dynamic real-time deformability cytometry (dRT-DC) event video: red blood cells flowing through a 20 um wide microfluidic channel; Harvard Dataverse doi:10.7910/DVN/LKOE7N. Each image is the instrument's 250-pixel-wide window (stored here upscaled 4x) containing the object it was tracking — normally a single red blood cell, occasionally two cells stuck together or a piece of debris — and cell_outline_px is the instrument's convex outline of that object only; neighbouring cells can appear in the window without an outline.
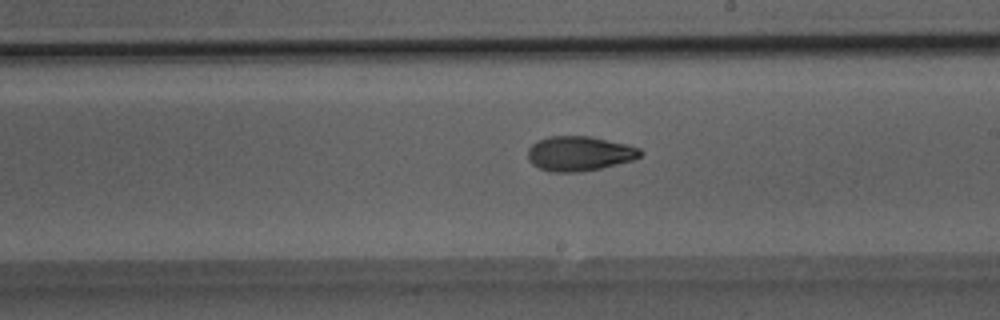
{"species": "Egyptian fruit bat (a non-hibernating species)", "species_latin": "Rousettus aegyptiacus", "temperature_condition": "room temperature", "stored_images_in_passage": 33, "camera_frame_rate_fps": 3000, "um_per_image_px": 0.085, "animal": {"sex": "male"}, "frame": {"image": 1, "passage_image": 16, "time_ms": 5.0, "image_size_px": [1000, 320], "cell_outline_px": [[644, 152], [640, 156], [632, 160], [600, 168], [580, 172], [552, 172], [540, 168], [532, 164], [528, 160], [528, 148], [532, 144], [548, 136], [592, 136], [640, 148]], "centroid_in_image_um": [49.23, 13.05], "position_along_channel_um": 239.8, "area_um2": 22.66}}
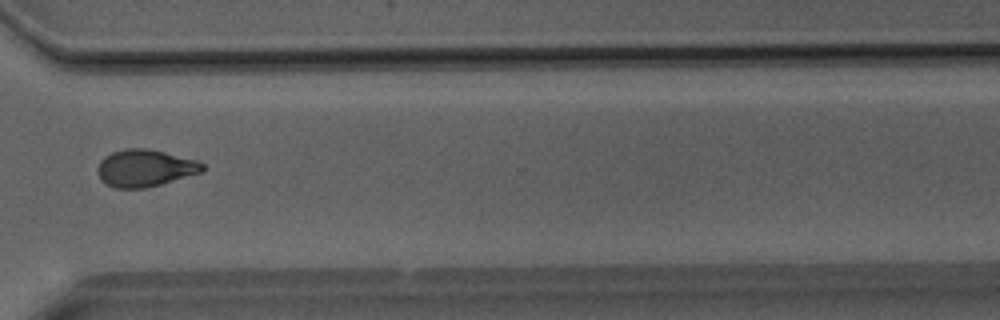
{"frame": {"image": 2, "passage_image": 23, "time_ms": 7.333, "image_size_px": [1000, 320], "cell_outline_px": [[204, 172], [160, 184], [144, 188], [116, 188], [100, 180], [96, 168], [100, 160], [104, 156], [112, 152], [124, 148], [148, 148], [200, 160], [204, 164]], "centroid_in_image_um": [12.34, 14.27], "position_along_channel_um": 358.3, "area_um2": 23.0}}
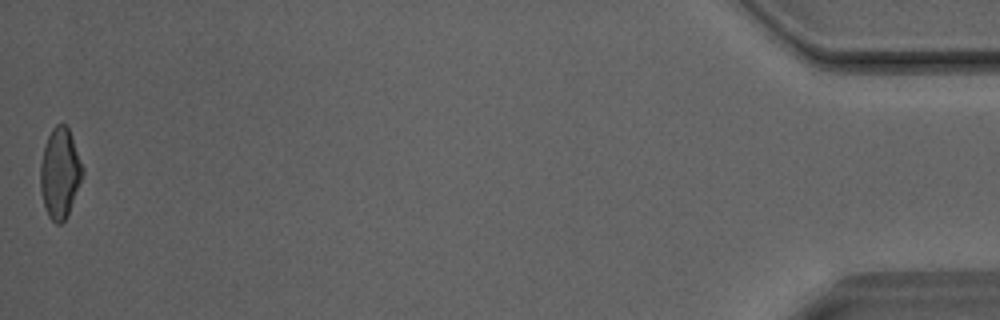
{"frame": {"image": 3, "passage_image": 33, "time_ms": 10.667, "image_size_px": [1000, 320], "cell_outline_px": [[84, 172], [68, 212], [64, 220], [60, 224], [56, 224], [48, 216], [44, 204], [40, 188], [40, 164], [44, 148], [48, 136], [52, 128], [56, 124], [64, 124], [68, 128], [84, 168]], "centroid_in_image_um": [5.08, 14.7], "position_along_channel_um": 430.1, "area_um2": 21.79}}